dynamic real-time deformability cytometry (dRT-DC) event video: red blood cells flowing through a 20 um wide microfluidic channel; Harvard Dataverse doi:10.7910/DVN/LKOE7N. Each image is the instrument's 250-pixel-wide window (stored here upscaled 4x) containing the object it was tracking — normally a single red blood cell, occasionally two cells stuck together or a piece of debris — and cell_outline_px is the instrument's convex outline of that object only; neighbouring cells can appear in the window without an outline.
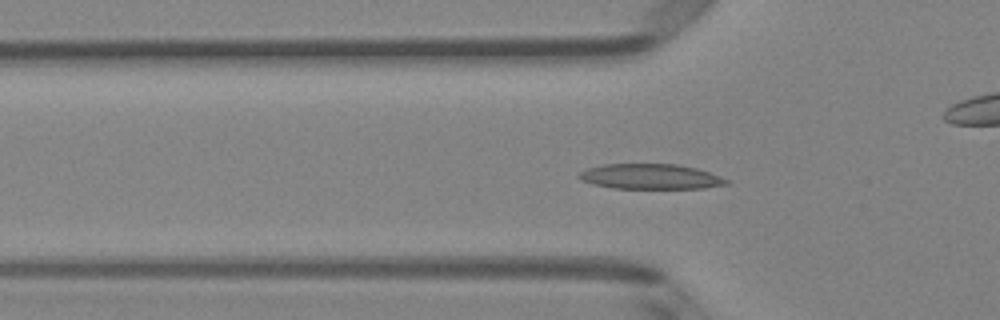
{"species": "Egyptian fruit bat (a non-hibernating species)", "species_latin": "Rousettus aegyptiacus", "temperature_condition": "room temperature", "stored_images_in_passage": 51, "camera_frame_rate_fps": 3000, "um_per_image_px": 0.085, "animal": {"sex": "female"}, "frame": {"image": 1, "passage_image": 16, "time_ms": 5.0, "image_size_px": [1000, 320], "cell_outline_px": [[732, 184], [704, 188], [612, 188], [592, 184], [580, 180], [576, 176], [580, 172], [588, 168], [604, 164], [676, 164], [696, 168], [732, 180]], "centroid_in_image_um": [55.32, 15.01], "position_along_channel_um": 70.5, "area_um2": 21.79}}
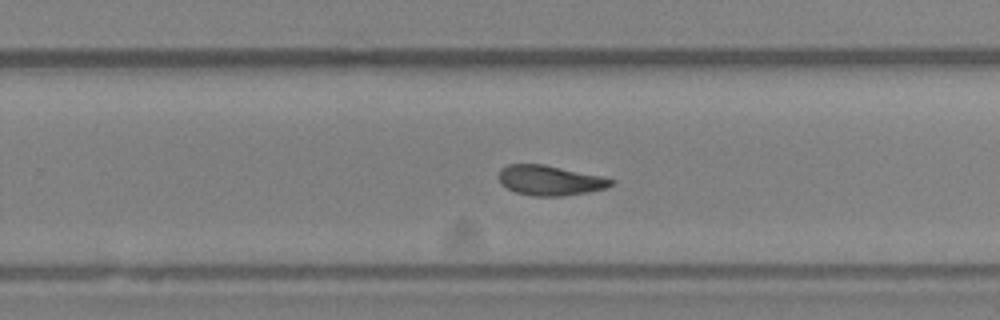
{"frame": {"image": 2, "passage_image": 32, "time_ms": 10.333, "image_size_px": [1000, 320], "cell_outline_px": [[616, 180], [608, 188], [588, 192], [560, 196], [532, 196], [516, 192], [500, 184], [496, 176], [500, 168], [508, 164], [544, 164], [600, 176]], "centroid_in_image_um": [46.69, 15.33], "position_along_channel_um": 283.1, "area_um2": 19.77}}
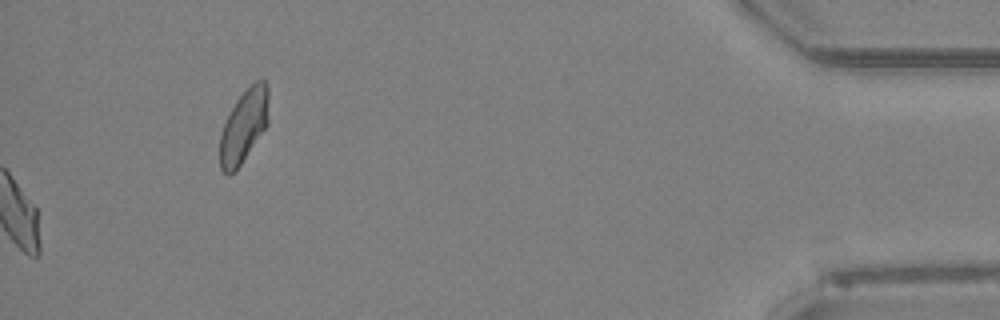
{"frame": {"image": 3, "passage_image": 51, "time_ms": 16.667, "image_size_px": [1000, 320], "cell_outline_px": [[268, 124], [240, 164], [228, 176], [220, 168], [220, 136], [224, 124], [236, 100], [256, 80], [264, 80], [268, 84]], "centroid_in_image_um": [20.74, 10.69], "position_along_channel_um": 414.5, "area_um2": 20.35}, "authors_computed_cell_mechanics": {"area_um2": 20.1722, "velocity_mm_per_s": 3.9997, "shape_relaxation_time_tau1_ms": null, "shape_relaxation_time_tau2_ms": 2.5006, "deformation_change_tau1": null, "deformation_change_tau2": 0.0935}}